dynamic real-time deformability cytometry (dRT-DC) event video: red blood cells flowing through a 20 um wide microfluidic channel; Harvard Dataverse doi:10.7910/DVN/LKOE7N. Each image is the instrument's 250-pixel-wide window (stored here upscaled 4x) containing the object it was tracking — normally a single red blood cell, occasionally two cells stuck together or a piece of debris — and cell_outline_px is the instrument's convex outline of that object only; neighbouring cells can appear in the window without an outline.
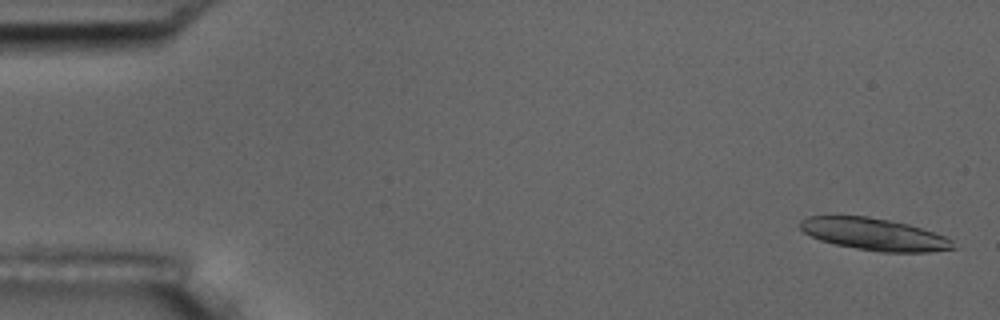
{"species": "common noctule bat (a hibernating species)", "species_latin": "Nyctalus noctula", "temperature_condition": "room temperature", "stored_images_in_passage": 5, "camera_frame_rate_fps": 3000, "um_per_image_px": 0.085, "animal": {"sex": "male", "body_mass_g": 17.5, "forearm_length_mm": 52.3}, "frame": {"image": 1, "passage_image": 1, "time_ms": 0.0, "image_size_px": [1000, 320], "cell_outline_px": [[960, 248], [928, 252], [880, 252], [856, 248], [836, 244], [820, 240], [804, 232], [800, 228], [800, 220], [808, 216], [868, 216], [908, 224], [944, 236], [952, 240]], "centroid_in_image_um": [74.34, 19.92], "position_along_channel_um": 10.7, "area_um2": 28.5}}